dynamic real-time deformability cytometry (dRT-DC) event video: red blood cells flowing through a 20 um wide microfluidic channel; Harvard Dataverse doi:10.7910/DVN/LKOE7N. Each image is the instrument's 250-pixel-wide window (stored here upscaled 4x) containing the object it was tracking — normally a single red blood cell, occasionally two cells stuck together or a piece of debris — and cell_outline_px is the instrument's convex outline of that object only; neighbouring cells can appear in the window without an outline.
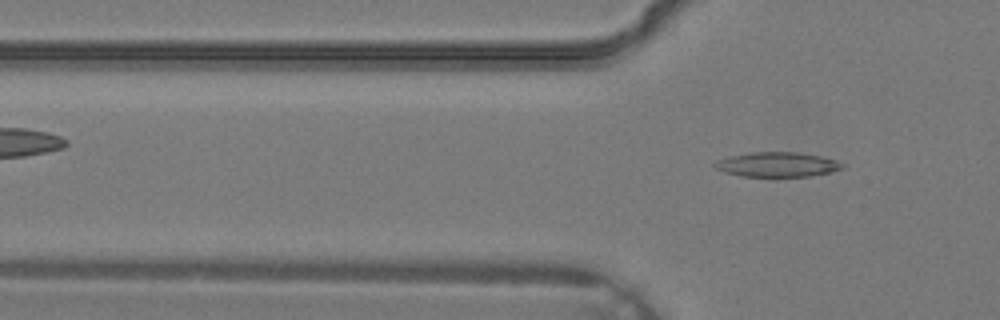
{"species": "common noctule bat (a hibernating species)", "species_latin": "Nyctalus noctula", "temperature_condition": "warm", "stored_images_in_passage": 4, "camera_frame_rate_fps": 3000, "um_per_image_px": 0.085, "animal": {"sex": "male", "body_mass_g": 19.2, "forearm_length_mm": 51.8}, "frame": {"image": 1, "passage_image": 4, "time_ms": 1.0, "image_size_px": [1000, 320], "cell_outline_px": [[844, 168], [828, 172], [808, 176], [740, 176], [724, 172], [716, 168], [712, 164], [716, 160], [728, 156], [752, 152], [796, 152], [820, 156], [836, 160], [844, 164]], "centroid_in_image_um": [66.02, 13.97], "position_along_channel_um": 59.8, "area_um2": 18.26}}